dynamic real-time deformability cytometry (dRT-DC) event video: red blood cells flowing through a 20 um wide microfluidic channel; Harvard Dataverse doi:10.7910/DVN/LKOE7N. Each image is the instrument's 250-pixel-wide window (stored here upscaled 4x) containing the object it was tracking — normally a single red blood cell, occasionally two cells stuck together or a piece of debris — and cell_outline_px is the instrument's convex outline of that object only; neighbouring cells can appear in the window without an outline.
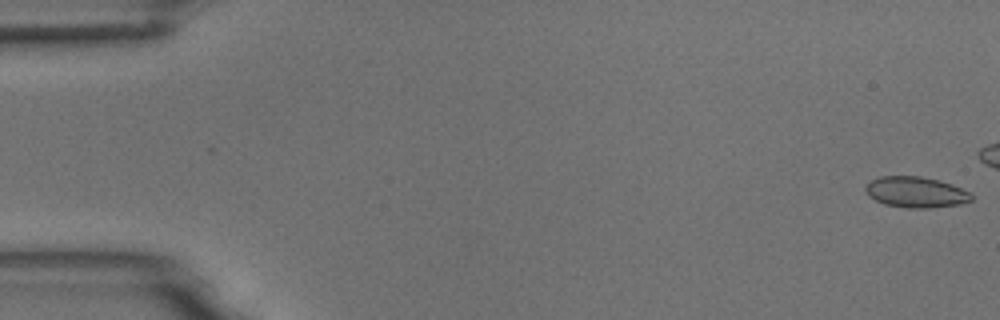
{"species": "common noctule bat (a hibernating species)", "species_latin": "Nyctalus noctula", "temperature_condition": "room temperature", "stored_images_in_passage": 5, "camera_frame_rate_fps": 3000, "um_per_image_px": 0.085, "animal": {"sex": "male", "body_mass_g": 18.8}, "frame": {"image": 1, "passage_image": 1, "time_ms": 0.0, "image_size_px": [1000, 320], "cell_outline_px": [[972, 200], [960, 204], [928, 208], [908, 208], [884, 204], [868, 196], [864, 188], [872, 180], [880, 176], [920, 176], [940, 180], [952, 184], [972, 192]], "centroid_in_image_um": [77.87, 16.33], "position_along_channel_um": 7.1, "area_um2": 19.13}}